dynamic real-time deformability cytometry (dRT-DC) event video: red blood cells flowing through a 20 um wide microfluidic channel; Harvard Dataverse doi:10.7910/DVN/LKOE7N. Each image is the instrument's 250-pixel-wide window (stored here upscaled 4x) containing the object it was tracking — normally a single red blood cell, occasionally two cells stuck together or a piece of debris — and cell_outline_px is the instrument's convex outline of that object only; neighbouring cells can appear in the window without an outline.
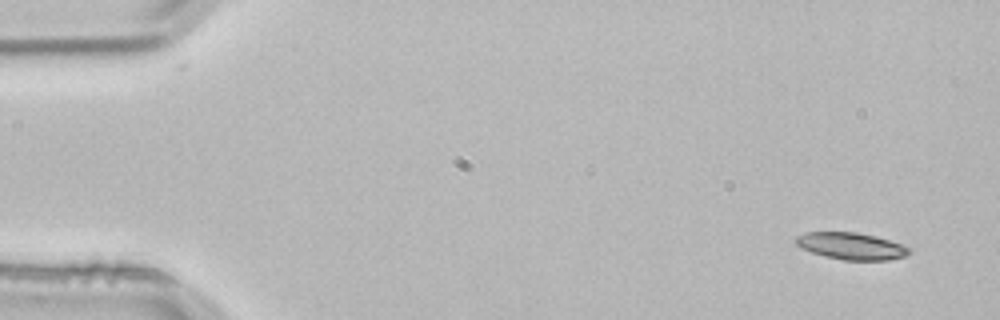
{"species": "common noctule bat (a hibernating species)", "species_latin": "Nyctalus noctula", "temperature_condition": "room temperature", "stored_images_in_passage": 4, "camera_frame_rate_fps": 3000, "um_per_image_px": 0.085, "animal": {"sex": "male", "body_mass_g": 21.5, "forearm_length_mm": 52.0}, "frame": {"image": 1, "passage_image": 1, "time_ms": 0.0, "image_size_px": [1000, 320], "cell_outline_px": [[912, 252], [908, 256], [888, 260], [844, 260], [824, 256], [812, 252], [796, 244], [796, 236], [804, 232], [856, 232], [876, 236], [912, 248]], "centroid_in_image_um": [72.41, 20.92], "position_along_channel_um": 12.6, "area_um2": 17.8}}